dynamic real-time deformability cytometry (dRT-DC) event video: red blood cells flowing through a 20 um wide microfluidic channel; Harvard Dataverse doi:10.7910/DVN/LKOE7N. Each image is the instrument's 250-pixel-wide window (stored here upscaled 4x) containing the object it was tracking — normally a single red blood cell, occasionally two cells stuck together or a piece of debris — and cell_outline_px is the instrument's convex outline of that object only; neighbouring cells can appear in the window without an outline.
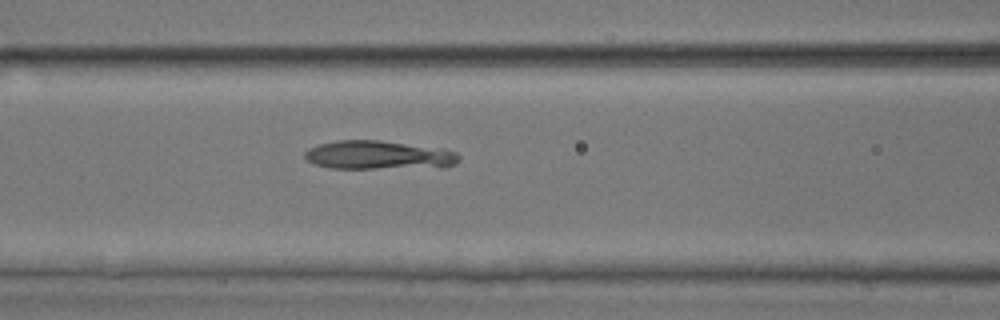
{"species": "common noctule bat (a hibernating species)", "species_latin": "Nyctalus noctula", "temperature_condition": "room temperature", "stored_images_in_passage": 26, "camera_frame_rate_fps": 3000, "um_per_image_px": 0.085, "animal": {"sex": "male", "body_mass_g": 17.9, "forearm_length_mm": 54.2}, "frame": {"image": 1, "passage_image": 15, "time_ms": 4.667, "image_size_px": [1000, 320], "cell_outline_px": [[460, 160], [456, 164], [444, 168], [328, 168], [312, 164], [304, 156], [304, 152], [308, 148], [320, 144], [336, 140], [380, 140], [456, 152], [460, 156]], "centroid_in_image_um": [32.15, 13.21], "position_along_channel_um": 134.4, "area_um2": 25.78}}
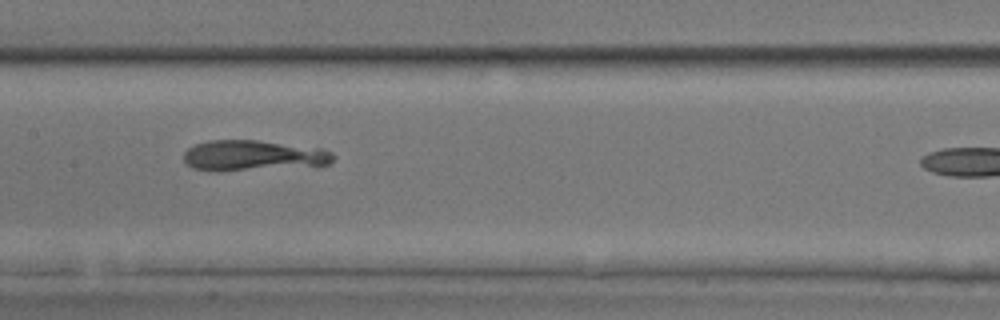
{"frame": {"image": 2, "passage_image": 19, "time_ms": 6.0, "image_size_px": [1000, 320], "cell_outline_px": [[336, 156], [328, 164], [216, 172], [192, 168], [184, 160], [184, 152], [188, 148], [196, 144], [208, 140], [256, 140], [320, 148], [332, 152]], "centroid_in_image_um": [21.46, 13.22], "position_along_channel_um": 185.9, "area_um2": 26.47}}